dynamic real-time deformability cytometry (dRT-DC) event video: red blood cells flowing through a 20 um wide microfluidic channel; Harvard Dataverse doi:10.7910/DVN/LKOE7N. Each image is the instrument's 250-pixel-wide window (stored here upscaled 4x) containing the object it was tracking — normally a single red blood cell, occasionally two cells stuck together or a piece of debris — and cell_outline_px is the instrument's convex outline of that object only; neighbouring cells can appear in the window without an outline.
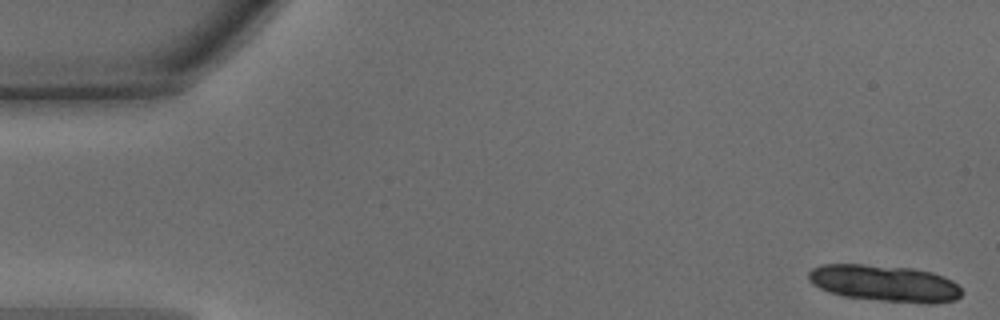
{"species": "common noctule bat (a hibernating species)", "species_latin": "Nyctalus noctula", "temperature_condition": "warm", "stored_images_in_passage": 26, "segment_of_instrument_passage": [1, 2], "camera_frame_rate_fps": 3000, "um_per_image_px": 0.085, "animal": {"sex": "male", "body_mass_g": 15.6}, "frame": {"image": 1, "passage_image": 1, "time_ms": 0.0, "image_size_px": [1000, 320], "cell_outline_px": [[964, 292], [956, 300], [932, 304], [924, 304], [880, 300], [840, 296], [828, 292], [812, 284], [808, 280], [808, 272], [812, 268], [820, 264], [864, 264], [912, 268], [932, 272], [944, 276], [952, 280]], "centroid_in_image_um": [75.19, 24.08], "position_along_channel_um": 9.8, "area_um2": 33.12}}